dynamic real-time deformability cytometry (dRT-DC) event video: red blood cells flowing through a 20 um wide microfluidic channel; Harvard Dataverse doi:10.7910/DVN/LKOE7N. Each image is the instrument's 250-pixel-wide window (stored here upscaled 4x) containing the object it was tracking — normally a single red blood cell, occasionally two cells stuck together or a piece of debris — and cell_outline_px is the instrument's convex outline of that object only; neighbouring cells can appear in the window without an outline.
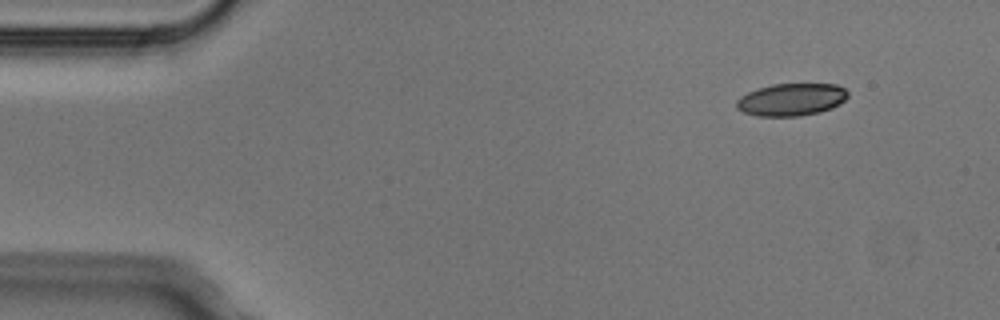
{"species": "Egyptian fruit bat (a non-hibernating species)", "species_latin": "Rousettus aegyptiacus", "temperature_condition": "cold", "stored_images_in_passage": 6, "camera_frame_rate_fps": 3000, "um_per_image_px": 0.085, "animal": {"sex": "male"}, "frame": {"image": 1, "passage_image": 1, "time_ms": 0.0, "image_size_px": [1000, 320], "cell_outline_px": [[848, 96], [840, 104], [832, 108], [820, 112], [800, 116], [756, 116], [744, 112], [736, 108], [736, 100], [740, 96], [756, 88], [772, 84], [836, 84], [844, 88], [848, 92]], "centroid_in_image_um": [67.25, 8.46], "position_along_channel_um": 17.7, "area_um2": 21.21}}
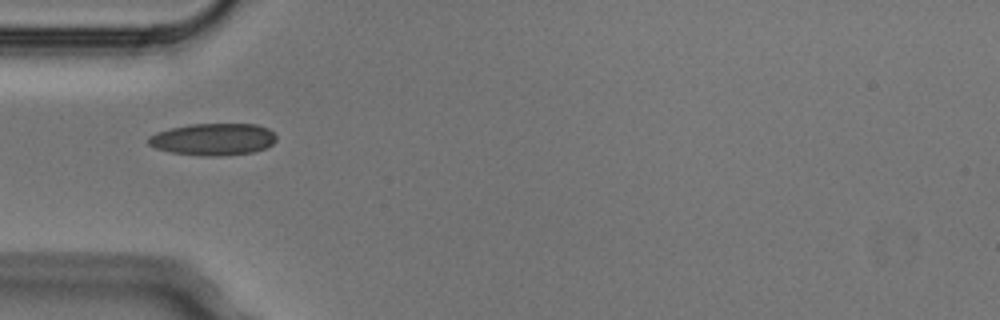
{"frame": {"image": 2, "passage_image": 4, "time_ms": 1.0, "image_size_px": [1000, 320], "cell_outline_px": [[276, 140], [272, 144], [264, 148], [252, 152], [220, 156], [204, 156], [168, 152], [156, 148], [148, 144], [148, 136], [156, 132], [172, 128], [192, 124], [256, 124], [268, 128], [276, 136]], "centroid_in_image_um": [18.1, 11.84], "position_along_channel_um": 66.9, "area_um2": 23.81}}
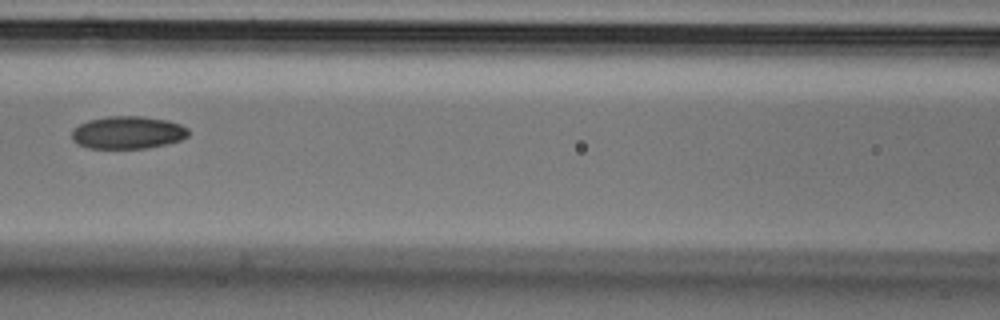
{"frame": {"image": 3, "passage_image": 6, "time_ms": 1.667, "image_size_px": [1000, 320], "cell_outline_px": [[188, 136], [180, 140], [168, 144], [148, 148], [88, 148], [76, 144], [72, 140], [72, 128], [88, 120], [108, 116], [140, 116], [168, 120], [180, 124], [188, 128]], "centroid_in_image_um": [10.85, 11.27], "position_along_channel_um": 155.8, "area_um2": 22.37}}